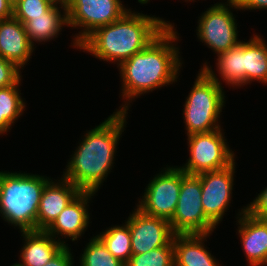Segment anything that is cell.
<instances>
[{"mask_svg":"<svg viewBox=\"0 0 267 266\" xmlns=\"http://www.w3.org/2000/svg\"><path fill=\"white\" fill-rule=\"evenodd\" d=\"M21 233L24 239L20 251L21 259L19 258L21 262L12 266H44L65 247L45 230H29Z\"/></svg>","mask_w":267,"mask_h":266,"instance_id":"e0dca14e","label":"cell"},{"mask_svg":"<svg viewBox=\"0 0 267 266\" xmlns=\"http://www.w3.org/2000/svg\"><path fill=\"white\" fill-rule=\"evenodd\" d=\"M217 73L229 86H244V41L217 55Z\"/></svg>","mask_w":267,"mask_h":266,"instance_id":"44dd1931","label":"cell"},{"mask_svg":"<svg viewBox=\"0 0 267 266\" xmlns=\"http://www.w3.org/2000/svg\"><path fill=\"white\" fill-rule=\"evenodd\" d=\"M246 212L257 219L267 221V187L246 206Z\"/></svg>","mask_w":267,"mask_h":266,"instance_id":"83f0119b","label":"cell"},{"mask_svg":"<svg viewBox=\"0 0 267 266\" xmlns=\"http://www.w3.org/2000/svg\"><path fill=\"white\" fill-rule=\"evenodd\" d=\"M49 177L0 171V216L21 231L36 230L39 203Z\"/></svg>","mask_w":267,"mask_h":266,"instance_id":"277c9868","label":"cell"},{"mask_svg":"<svg viewBox=\"0 0 267 266\" xmlns=\"http://www.w3.org/2000/svg\"><path fill=\"white\" fill-rule=\"evenodd\" d=\"M35 48L27 36L25 25L14 16L0 21V56L2 58L23 69L32 58Z\"/></svg>","mask_w":267,"mask_h":266,"instance_id":"2e32d148","label":"cell"},{"mask_svg":"<svg viewBox=\"0 0 267 266\" xmlns=\"http://www.w3.org/2000/svg\"><path fill=\"white\" fill-rule=\"evenodd\" d=\"M81 255L79 266H125V263L107 250L97 236L91 238Z\"/></svg>","mask_w":267,"mask_h":266,"instance_id":"cb8c5ba5","label":"cell"},{"mask_svg":"<svg viewBox=\"0 0 267 266\" xmlns=\"http://www.w3.org/2000/svg\"><path fill=\"white\" fill-rule=\"evenodd\" d=\"M106 246L107 250L123 263H127L132 255L131 234L129 224L107 228L96 235Z\"/></svg>","mask_w":267,"mask_h":266,"instance_id":"603a6c76","label":"cell"},{"mask_svg":"<svg viewBox=\"0 0 267 266\" xmlns=\"http://www.w3.org/2000/svg\"><path fill=\"white\" fill-rule=\"evenodd\" d=\"M210 234H175L173 238L175 266H221L205 247Z\"/></svg>","mask_w":267,"mask_h":266,"instance_id":"ac0fdd59","label":"cell"},{"mask_svg":"<svg viewBox=\"0 0 267 266\" xmlns=\"http://www.w3.org/2000/svg\"><path fill=\"white\" fill-rule=\"evenodd\" d=\"M260 35L244 41V85L255 80L267 84V44Z\"/></svg>","mask_w":267,"mask_h":266,"instance_id":"ffe728a7","label":"cell"},{"mask_svg":"<svg viewBox=\"0 0 267 266\" xmlns=\"http://www.w3.org/2000/svg\"><path fill=\"white\" fill-rule=\"evenodd\" d=\"M266 266L267 265V258H266V260H265V262H264V264L262 265V266Z\"/></svg>","mask_w":267,"mask_h":266,"instance_id":"836d02e7","label":"cell"},{"mask_svg":"<svg viewBox=\"0 0 267 266\" xmlns=\"http://www.w3.org/2000/svg\"><path fill=\"white\" fill-rule=\"evenodd\" d=\"M235 166L234 161L224 169L197 174L201 180V203L204 214L215 226L222 221L230 206Z\"/></svg>","mask_w":267,"mask_h":266,"instance_id":"8fae6325","label":"cell"},{"mask_svg":"<svg viewBox=\"0 0 267 266\" xmlns=\"http://www.w3.org/2000/svg\"><path fill=\"white\" fill-rule=\"evenodd\" d=\"M132 12L130 9L117 21L95 29L79 44V49L119 66L146 48L171 24L156 16Z\"/></svg>","mask_w":267,"mask_h":266,"instance_id":"3957f363","label":"cell"},{"mask_svg":"<svg viewBox=\"0 0 267 266\" xmlns=\"http://www.w3.org/2000/svg\"><path fill=\"white\" fill-rule=\"evenodd\" d=\"M125 266H175L173 240L166 246L131 255Z\"/></svg>","mask_w":267,"mask_h":266,"instance_id":"d4e9b609","label":"cell"},{"mask_svg":"<svg viewBox=\"0 0 267 266\" xmlns=\"http://www.w3.org/2000/svg\"><path fill=\"white\" fill-rule=\"evenodd\" d=\"M13 7L19 2V0H7Z\"/></svg>","mask_w":267,"mask_h":266,"instance_id":"d6a6232c","label":"cell"},{"mask_svg":"<svg viewBox=\"0 0 267 266\" xmlns=\"http://www.w3.org/2000/svg\"><path fill=\"white\" fill-rule=\"evenodd\" d=\"M175 30L171 23L146 48L117 66L122 79L124 105L116 111L127 112L135 98L177 82L182 62L175 44L179 39Z\"/></svg>","mask_w":267,"mask_h":266,"instance_id":"6da1fadb","label":"cell"},{"mask_svg":"<svg viewBox=\"0 0 267 266\" xmlns=\"http://www.w3.org/2000/svg\"><path fill=\"white\" fill-rule=\"evenodd\" d=\"M68 27L82 29L74 35L73 46L79 44L95 29L113 23L127 11L121 0H69L66 8Z\"/></svg>","mask_w":267,"mask_h":266,"instance_id":"9c48e42d","label":"cell"},{"mask_svg":"<svg viewBox=\"0 0 267 266\" xmlns=\"http://www.w3.org/2000/svg\"><path fill=\"white\" fill-rule=\"evenodd\" d=\"M49 1L52 5H56V6H60L63 8H67L68 4H69V0H47Z\"/></svg>","mask_w":267,"mask_h":266,"instance_id":"1f68e13d","label":"cell"},{"mask_svg":"<svg viewBox=\"0 0 267 266\" xmlns=\"http://www.w3.org/2000/svg\"><path fill=\"white\" fill-rule=\"evenodd\" d=\"M208 63H204L198 72L190 93L186 97L183 119L187 136L220 129L219 118L225 106V94L222 83Z\"/></svg>","mask_w":267,"mask_h":266,"instance_id":"5b68a950","label":"cell"},{"mask_svg":"<svg viewBox=\"0 0 267 266\" xmlns=\"http://www.w3.org/2000/svg\"><path fill=\"white\" fill-rule=\"evenodd\" d=\"M128 112H113L104 122L84 134L71 155L64 179L81 191L97 192L112 170L120 136L126 127Z\"/></svg>","mask_w":267,"mask_h":266,"instance_id":"7a4b0ae2","label":"cell"},{"mask_svg":"<svg viewBox=\"0 0 267 266\" xmlns=\"http://www.w3.org/2000/svg\"><path fill=\"white\" fill-rule=\"evenodd\" d=\"M63 9L62 13L61 10ZM68 26L67 10L63 7L53 5L43 16L32 17L26 24L25 29L32 45L55 39L62 31L63 26Z\"/></svg>","mask_w":267,"mask_h":266,"instance_id":"d6986e66","label":"cell"},{"mask_svg":"<svg viewBox=\"0 0 267 266\" xmlns=\"http://www.w3.org/2000/svg\"><path fill=\"white\" fill-rule=\"evenodd\" d=\"M126 222L130 228L132 255L166 246L175 236L169 221L147 215L138 208L134 209Z\"/></svg>","mask_w":267,"mask_h":266,"instance_id":"7c38bea8","label":"cell"},{"mask_svg":"<svg viewBox=\"0 0 267 266\" xmlns=\"http://www.w3.org/2000/svg\"><path fill=\"white\" fill-rule=\"evenodd\" d=\"M20 79L15 85L0 88V135L11 130L10 127L25 111V102L20 95Z\"/></svg>","mask_w":267,"mask_h":266,"instance_id":"7402d4cb","label":"cell"},{"mask_svg":"<svg viewBox=\"0 0 267 266\" xmlns=\"http://www.w3.org/2000/svg\"><path fill=\"white\" fill-rule=\"evenodd\" d=\"M217 129L211 132L188 135L189 158L180 168L189 175L224 169L235 161V154L223 133Z\"/></svg>","mask_w":267,"mask_h":266,"instance_id":"8992f818","label":"cell"},{"mask_svg":"<svg viewBox=\"0 0 267 266\" xmlns=\"http://www.w3.org/2000/svg\"><path fill=\"white\" fill-rule=\"evenodd\" d=\"M146 187L137 208L147 215L170 221L179 199L181 168L167 166Z\"/></svg>","mask_w":267,"mask_h":266,"instance_id":"30bf717a","label":"cell"},{"mask_svg":"<svg viewBox=\"0 0 267 266\" xmlns=\"http://www.w3.org/2000/svg\"><path fill=\"white\" fill-rule=\"evenodd\" d=\"M81 190L73 183L64 179L54 182L51 178L45 184L36 219V230H47L57 219L61 211L72 201Z\"/></svg>","mask_w":267,"mask_h":266,"instance_id":"5bb4252c","label":"cell"},{"mask_svg":"<svg viewBox=\"0 0 267 266\" xmlns=\"http://www.w3.org/2000/svg\"><path fill=\"white\" fill-rule=\"evenodd\" d=\"M52 6L47 0H19L13 7V16L25 25L32 17L43 16Z\"/></svg>","mask_w":267,"mask_h":266,"instance_id":"484cf974","label":"cell"},{"mask_svg":"<svg viewBox=\"0 0 267 266\" xmlns=\"http://www.w3.org/2000/svg\"><path fill=\"white\" fill-rule=\"evenodd\" d=\"M239 213L236 233L241 239L244 255L249 266H262L267 258V221L251 216L246 207Z\"/></svg>","mask_w":267,"mask_h":266,"instance_id":"9a60e30c","label":"cell"},{"mask_svg":"<svg viewBox=\"0 0 267 266\" xmlns=\"http://www.w3.org/2000/svg\"><path fill=\"white\" fill-rule=\"evenodd\" d=\"M95 192L81 191L68 205L61 211L57 219L46 230L59 242L65 246V240L61 241V237L70 238L72 241L78 240L88 228L90 213L88 212L89 200L93 198ZM88 204V205H87ZM58 238V239H57Z\"/></svg>","mask_w":267,"mask_h":266,"instance_id":"4fadbf2b","label":"cell"},{"mask_svg":"<svg viewBox=\"0 0 267 266\" xmlns=\"http://www.w3.org/2000/svg\"><path fill=\"white\" fill-rule=\"evenodd\" d=\"M230 8L239 9L235 0L217 2L203 12L197 22V37L200 42H204L217 55L232 49L240 42L237 22Z\"/></svg>","mask_w":267,"mask_h":266,"instance_id":"ba28073f","label":"cell"},{"mask_svg":"<svg viewBox=\"0 0 267 266\" xmlns=\"http://www.w3.org/2000/svg\"><path fill=\"white\" fill-rule=\"evenodd\" d=\"M234 1V0H227ZM238 5V10H260L267 9V0H235Z\"/></svg>","mask_w":267,"mask_h":266,"instance_id":"f546056e","label":"cell"},{"mask_svg":"<svg viewBox=\"0 0 267 266\" xmlns=\"http://www.w3.org/2000/svg\"><path fill=\"white\" fill-rule=\"evenodd\" d=\"M21 69L0 56V88L15 85L21 79Z\"/></svg>","mask_w":267,"mask_h":266,"instance_id":"4316f807","label":"cell"},{"mask_svg":"<svg viewBox=\"0 0 267 266\" xmlns=\"http://www.w3.org/2000/svg\"><path fill=\"white\" fill-rule=\"evenodd\" d=\"M201 180L181 169V189L174 215L169 221L175 234H211L216 226L205 216L201 203Z\"/></svg>","mask_w":267,"mask_h":266,"instance_id":"52a82bcc","label":"cell"},{"mask_svg":"<svg viewBox=\"0 0 267 266\" xmlns=\"http://www.w3.org/2000/svg\"><path fill=\"white\" fill-rule=\"evenodd\" d=\"M13 17V6L7 0H0V21Z\"/></svg>","mask_w":267,"mask_h":266,"instance_id":"4dcf8cb0","label":"cell"},{"mask_svg":"<svg viewBox=\"0 0 267 266\" xmlns=\"http://www.w3.org/2000/svg\"><path fill=\"white\" fill-rule=\"evenodd\" d=\"M65 246L58 254H56L48 263L44 266H74L71 248Z\"/></svg>","mask_w":267,"mask_h":266,"instance_id":"f1b7e54d","label":"cell"}]
</instances>
